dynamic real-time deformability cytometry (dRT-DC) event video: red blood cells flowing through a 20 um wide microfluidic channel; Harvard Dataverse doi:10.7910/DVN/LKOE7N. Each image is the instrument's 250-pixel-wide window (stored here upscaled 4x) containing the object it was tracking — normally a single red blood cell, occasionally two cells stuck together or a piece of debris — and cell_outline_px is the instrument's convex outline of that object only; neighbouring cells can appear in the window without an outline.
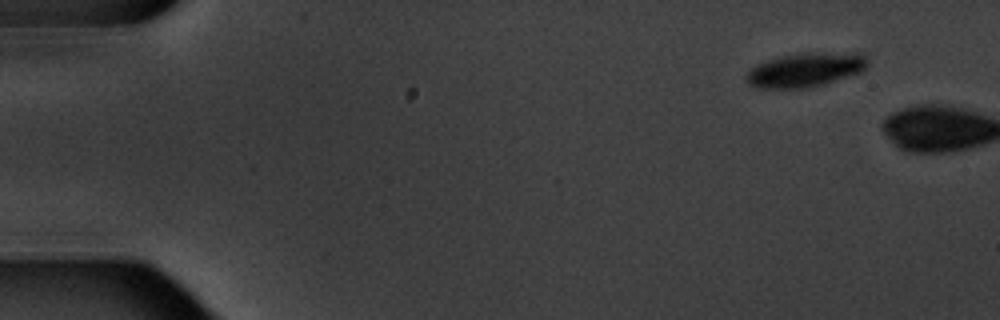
{"species": "common noctule bat (a hibernating species)", "species_latin": "Nyctalus noctula", "temperature_condition": "warm", "stored_images_in_passage": 2, "camera_frame_rate_fps": 3000, "um_per_image_px": 0.085, "animal": {"sex": "male", "body_mass_g": 20.1, "forearm_length_mm": 53.5}, "frame": {"image": 1, "passage_image": 1, "time_ms": 0.0, "image_size_px": [1000, 320], "cell_outline_px": [[868, 64], [860, 72], [824, 84], [808, 88], [756, 88], [748, 84], [744, 80], [744, 76], [756, 64], [768, 60], [784, 56], [812, 52], [860, 52], [868, 60]], "centroid_in_image_um": [68.45, 5.93], "position_along_channel_um": 16.5, "area_um2": 24.22}}